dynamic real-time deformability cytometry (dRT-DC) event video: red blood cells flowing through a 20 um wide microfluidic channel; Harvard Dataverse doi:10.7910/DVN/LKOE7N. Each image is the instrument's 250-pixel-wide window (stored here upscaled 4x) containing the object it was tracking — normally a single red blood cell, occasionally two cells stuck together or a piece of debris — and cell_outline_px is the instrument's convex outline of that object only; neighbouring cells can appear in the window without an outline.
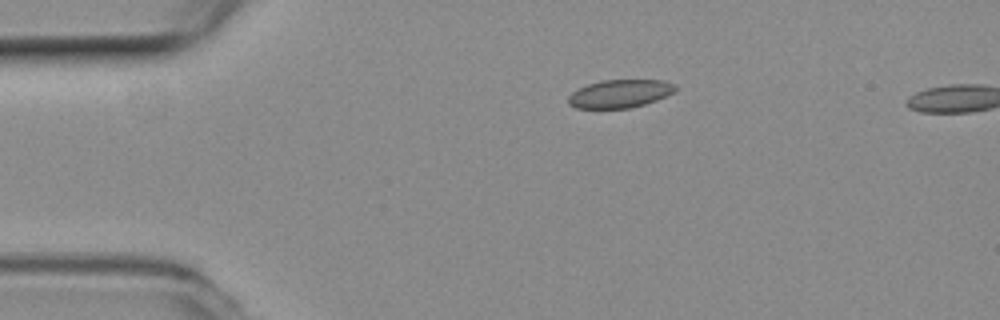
{"species": "common noctule bat (a hibernating species)", "species_latin": "Nyctalus noctula", "temperature_condition": "room temperature", "stored_images_in_passage": 36, "camera_frame_rate_fps": 3000, "um_per_image_px": 0.085, "animal": {"sex": "female", "body_mass_g": 19.3, "forearm_length_mm": 54.1}, "frame": {"image": 1, "passage_image": 1, "time_ms": 0.0, "image_size_px": [1000, 320], "cell_outline_px": [[676, 88], [672, 92], [656, 100], [644, 104], [628, 108], [576, 108], [568, 104], [568, 96], [572, 92], [588, 84], [600, 80], [664, 80], [676, 84]], "centroid_in_image_um": [52.67, 7.95], "position_along_channel_um": 32.3, "area_um2": 17.4}}
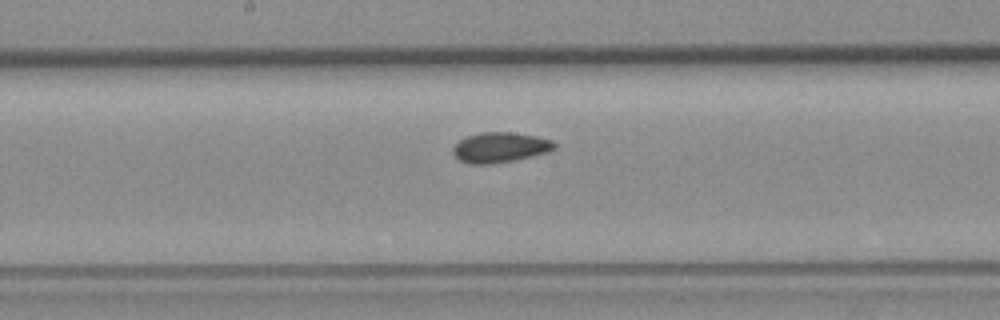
{"frame": {"image": 2, "passage_image": 18, "time_ms": 5.667, "image_size_px": [1000, 320], "cell_outline_px": [[556, 148], [548, 152], [532, 156], [492, 164], [468, 164], [460, 160], [452, 152], [452, 148], [460, 140], [468, 136], [480, 132], [512, 132], [536, 136], [552, 140], [556, 144]], "centroid_in_image_um": [42.51, 12.53], "position_along_channel_um": 205.7, "area_um2": 17.8}}
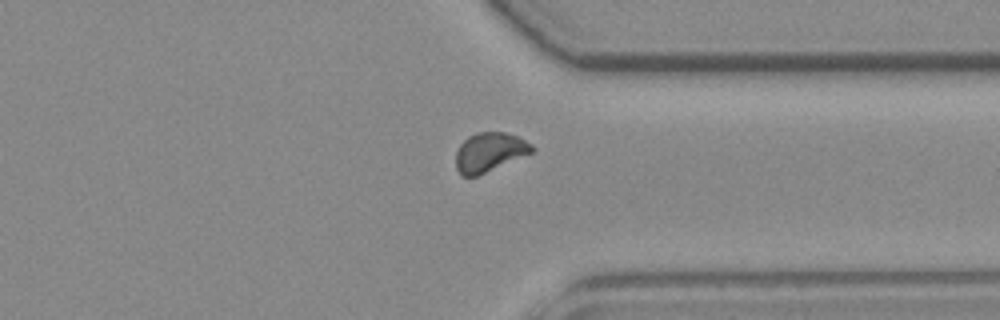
{"frame": {"image": 3, "passage_image": 31, "time_ms": 10.0, "image_size_px": [1000, 320], "cell_outline_px": [[536, 148], [532, 152], [476, 176], [460, 176], [456, 168], [456, 152], [460, 144], [468, 136], [480, 132], [504, 132], [516, 136], [532, 144]], "centroid_in_image_um": [41.58, 12.93], "position_along_channel_um": 369.8, "area_um2": 17.11}, "authors_computed_cell_mechanics": {"area_um2": 17.6001, "velocity_mm_per_s": 3.8273, "shape_relaxation_time_tau1_ms": 8.3923, "shape_relaxation_time_tau2_ms": 1.9851, "deformation_change_tau1": 0.0891, "deformation_change_tau2": 0.0573}}